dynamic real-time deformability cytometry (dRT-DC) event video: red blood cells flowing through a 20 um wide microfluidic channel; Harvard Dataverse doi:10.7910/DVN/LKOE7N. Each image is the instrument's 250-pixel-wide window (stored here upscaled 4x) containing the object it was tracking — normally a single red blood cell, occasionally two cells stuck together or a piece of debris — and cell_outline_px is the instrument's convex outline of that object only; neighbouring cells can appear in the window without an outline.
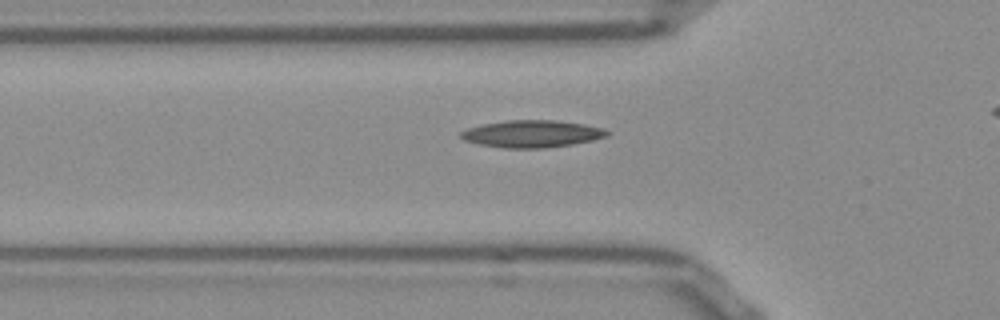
{"species": "Egyptian fruit bat (a non-hibernating species)", "species_latin": "Rousettus aegyptiacus", "temperature_condition": "room temperature", "stored_images_in_passage": 29, "camera_frame_rate_fps": 3000, "um_per_image_px": 0.085, "frame": {"image": 1, "passage_image": 3, "time_ms": 0.667, "image_size_px": [1000, 320], "cell_outline_px": [[612, 132], [608, 136], [592, 140], [572, 144], [544, 148], [504, 148], [480, 144], [464, 140], [460, 136], [460, 132], [468, 128], [484, 124], [504, 120], [556, 120], [584, 124], [604, 128]], "centroid_in_image_um": [45.25, 11.37], "position_along_channel_um": 80.6, "area_um2": 23.18}}
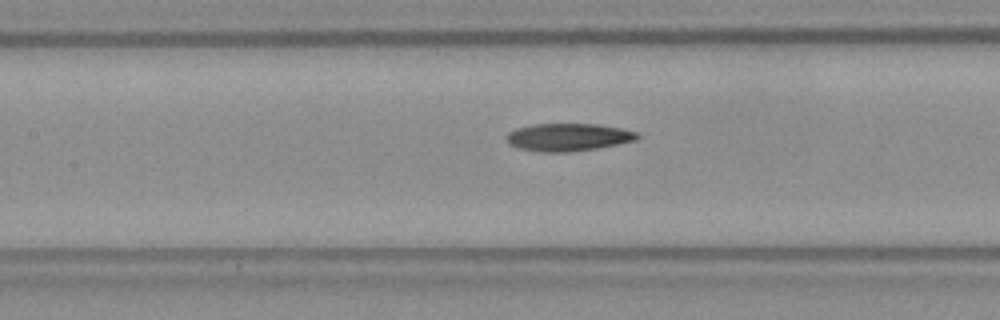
{"frame": {"image": 2, "passage_image": 9, "time_ms": 2.667, "image_size_px": [1000, 320], "cell_outline_px": [[640, 136], [636, 140], [620, 144], [596, 148], [568, 152], [540, 152], [520, 148], [512, 144], [504, 136], [508, 132], [516, 128], [532, 124], [596, 124], [620, 128], [636, 132]], "centroid_in_image_um": [48.3, 11.65], "position_along_channel_um": 159.1, "area_um2": 20.98}}
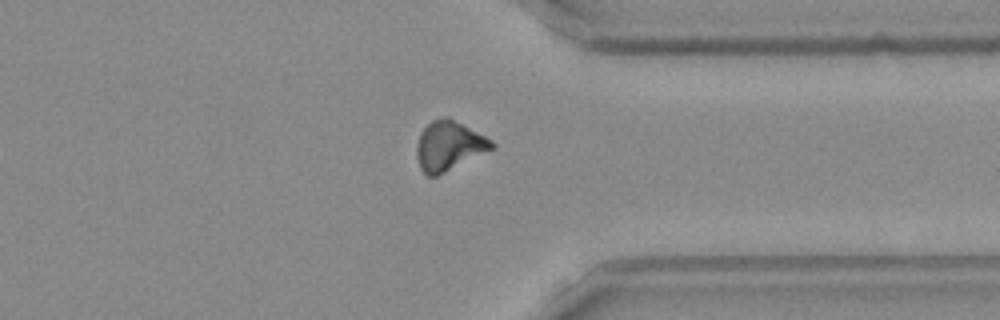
{"frame": {"image": 3, "passage_image": 26, "time_ms": 8.333, "image_size_px": [1000, 320], "cell_outline_px": [[496, 144], [492, 148], [436, 176], [428, 176], [420, 168], [416, 156], [416, 148], [420, 132], [432, 120], [444, 116], [448, 116], [492, 140]], "centroid_in_image_um": [38.12, 12.37], "position_along_channel_um": 373.3, "area_um2": 21.21}}